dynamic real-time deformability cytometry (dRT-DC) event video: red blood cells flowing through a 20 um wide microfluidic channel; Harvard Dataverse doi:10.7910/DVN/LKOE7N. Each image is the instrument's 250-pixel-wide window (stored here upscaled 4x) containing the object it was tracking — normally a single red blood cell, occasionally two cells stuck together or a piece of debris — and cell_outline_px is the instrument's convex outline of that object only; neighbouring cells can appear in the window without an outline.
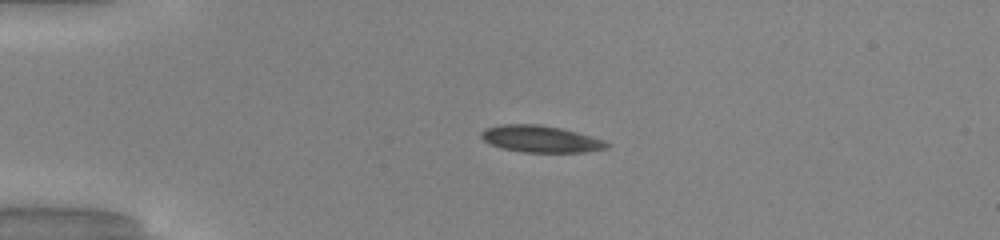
{"species": "common noctule bat (a hibernating species)", "species_latin": "Nyctalus noctula", "temperature_condition": "warm", "stored_images_in_passage": 39, "camera_frame_rate_fps": 3000, "um_per_image_px": 0.085, "animal": {"sex": "male", "body_mass_g": 20.0, "forearm_length_mm": 53.3}, "frame": {"image": 1, "passage_image": 1, "time_ms": 0.0, "image_size_px": [1000, 240], "cell_outline_px": [[612, 144], [608, 148], [584, 152], [524, 152], [504, 148], [492, 144], [484, 140], [480, 136], [480, 132], [484, 128], [500, 124], [540, 124], [564, 128], [604, 140]], "centroid_in_image_um": [45.98, 11.79], "position_along_channel_um": 39.0, "area_um2": 19.71}}
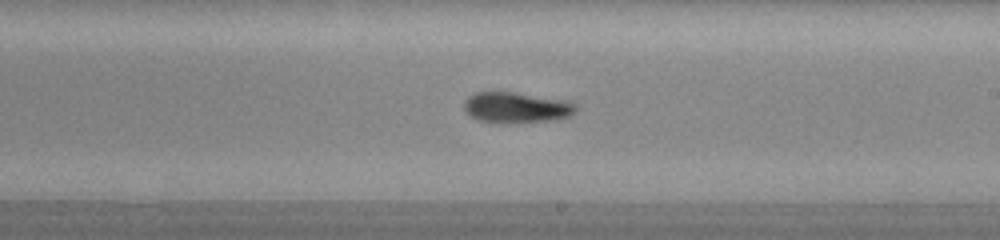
{"frame": {"image": 2, "passage_image": 19, "time_ms": 6.0, "image_size_px": [1000, 240], "cell_outline_px": [[576, 112], [568, 116], [556, 120], [480, 120], [472, 116], [464, 108], [464, 104], [468, 96], [476, 92], [512, 92], [568, 100], [576, 104]], "centroid_in_image_um": [43.95, 9.08], "position_along_channel_um": 245.0, "area_um2": 19.02}}
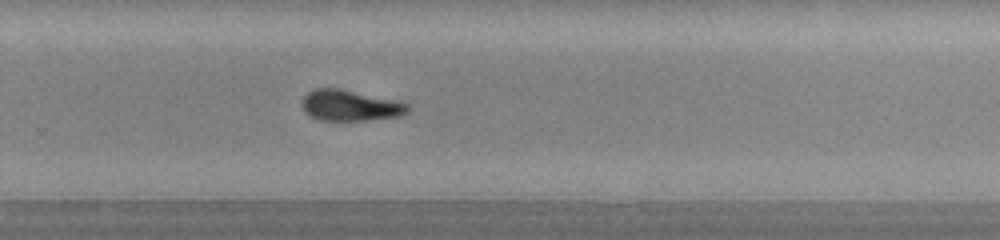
{"frame": {"image": 3, "passage_image": 23, "time_ms": 7.333, "image_size_px": [1000, 240], "cell_outline_px": [[408, 112], [400, 116], [364, 120], [320, 120], [304, 112], [300, 104], [304, 96], [308, 92], [316, 88], [340, 88], [400, 100], [408, 104]], "centroid_in_image_um": [29.77, 8.95], "position_along_channel_um": 300.0, "area_um2": 19.25}, "authors_computed_cell_mechanics": {"area_um2": 19.4786, "velocity_mm_per_s": 4.1216, "shape_relaxation_time_tau1_ms": 3.5158, "shape_relaxation_time_tau2_ms": 6.291, "deformation_change_tau1": 0.1497, "deformation_change_tau2": 0.1344}}